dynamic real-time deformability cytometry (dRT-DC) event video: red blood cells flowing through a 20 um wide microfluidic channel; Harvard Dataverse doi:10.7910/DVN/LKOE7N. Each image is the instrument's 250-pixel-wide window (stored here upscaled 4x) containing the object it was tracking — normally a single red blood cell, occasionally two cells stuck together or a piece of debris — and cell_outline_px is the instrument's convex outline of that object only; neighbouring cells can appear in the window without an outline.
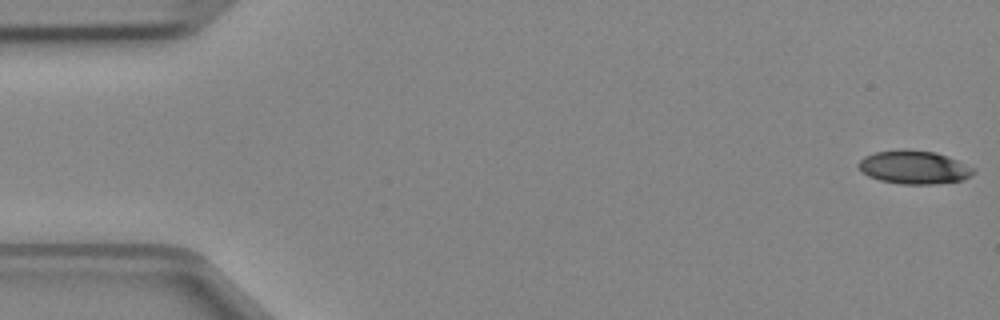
{"species": "Egyptian fruit bat (a non-hibernating species)", "species_latin": "Rousettus aegyptiacus", "temperature_condition": "cold", "stored_images_in_passage": 5, "camera_frame_rate_fps": 3000, "um_per_image_px": 0.085, "animal": {"sex": "female"}, "frame": {"image": 1, "passage_image": 1, "time_ms": 0.0, "image_size_px": [1000, 320], "cell_outline_px": [[976, 172], [972, 176], [964, 180], [932, 184], [900, 184], [880, 180], [868, 176], [860, 172], [856, 164], [864, 156], [876, 152], [904, 148], [908, 148], [936, 152], [948, 156], [976, 168]], "centroid_in_image_um": [77.7, 14.21], "position_along_channel_um": 7.3, "area_um2": 22.89}}
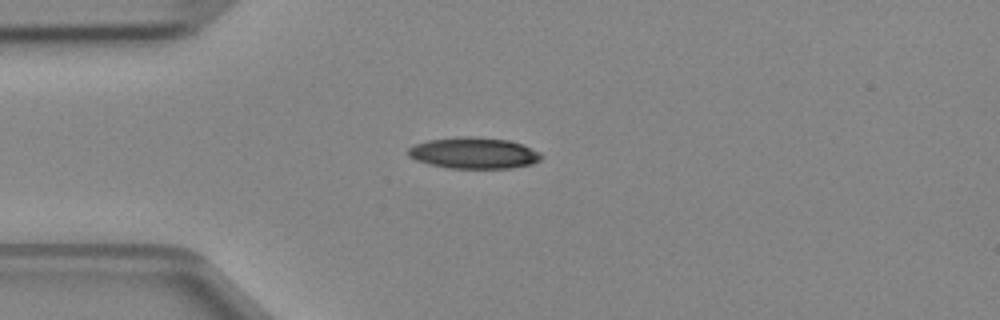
{"frame": {"image": 2, "passage_image": 4, "time_ms": 1.0, "image_size_px": [1000, 320], "cell_outline_px": [[544, 156], [540, 160], [532, 164], [512, 168], [448, 168], [428, 164], [416, 160], [408, 156], [408, 148], [416, 144], [428, 140], [460, 136], [468, 136], [508, 140], [520, 144], [540, 152]], "centroid_in_image_um": [40.27, 13.01], "position_along_channel_um": 44.7, "area_um2": 24.22}}